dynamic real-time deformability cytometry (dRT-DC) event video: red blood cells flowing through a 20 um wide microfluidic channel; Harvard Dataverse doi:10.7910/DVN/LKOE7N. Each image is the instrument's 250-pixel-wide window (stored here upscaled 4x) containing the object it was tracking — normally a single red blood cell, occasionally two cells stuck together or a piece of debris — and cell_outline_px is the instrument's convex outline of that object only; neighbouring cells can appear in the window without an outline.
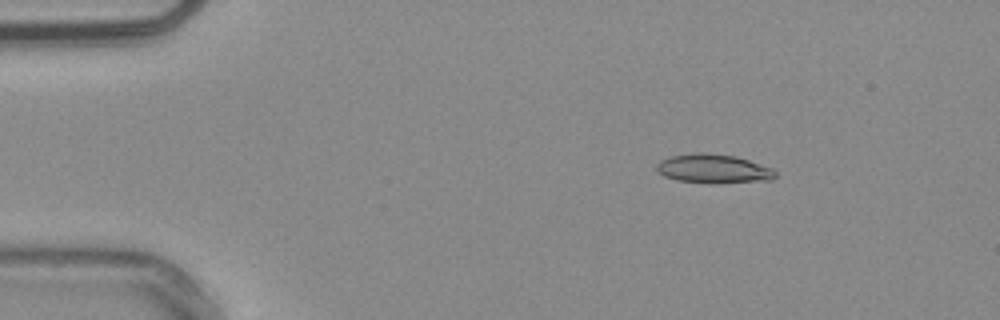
{"species": "common noctule bat (a hibernating species)", "species_latin": "Nyctalus noctula", "temperature_condition": "warm", "stored_images_in_passage": 46, "camera_frame_rate_fps": 3000, "um_per_image_px": 0.085, "animal": {"sex": "male", "body_mass_g": 20.4}, "frame": {"image": 1, "passage_image": 1, "time_ms": 0.0, "image_size_px": [1000, 320], "cell_outline_px": [[776, 176], [772, 180], [676, 180], [664, 176], [656, 168], [656, 164], [660, 160], [672, 156], [696, 152], [700, 152], [736, 156], [772, 168], [776, 172]], "centroid_in_image_um": [60.61, 14.27], "position_along_channel_um": 24.4, "area_um2": 18.79}}
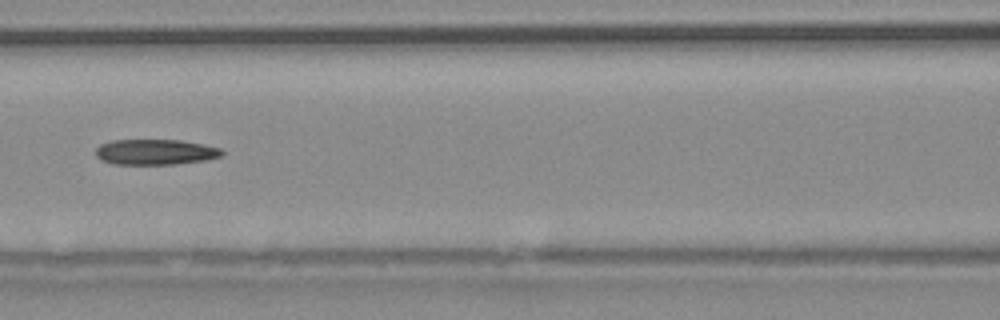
{"frame": {"image": 2, "passage_image": 17, "time_ms": 5.333, "image_size_px": [1000, 320], "cell_outline_px": [[224, 152], [220, 156], [208, 160], [176, 164], [112, 164], [100, 160], [96, 156], [96, 148], [100, 144], [112, 140], [180, 140], [204, 144], [220, 148]], "centroid_in_image_um": [13.2, 12.92], "position_along_channel_um": 153.4, "area_um2": 18.9}}
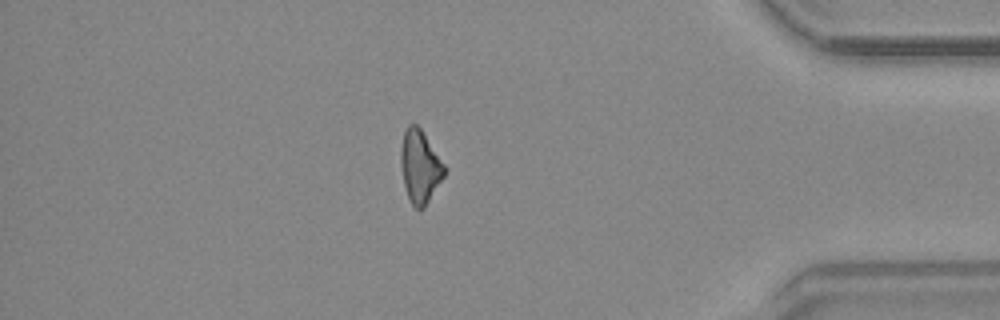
{"frame": {"image": 3, "passage_image": 39, "time_ms": 12.667, "image_size_px": [1000, 320], "cell_outline_px": [[448, 168], [444, 176], [424, 208], [420, 212], [412, 204], [408, 196], [404, 184], [400, 164], [400, 148], [404, 132], [408, 124], [416, 124], [420, 128]], "centroid_in_image_um": [35.7, 14.16], "position_along_channel_um": 399.5, "area_um2": 18.61}}